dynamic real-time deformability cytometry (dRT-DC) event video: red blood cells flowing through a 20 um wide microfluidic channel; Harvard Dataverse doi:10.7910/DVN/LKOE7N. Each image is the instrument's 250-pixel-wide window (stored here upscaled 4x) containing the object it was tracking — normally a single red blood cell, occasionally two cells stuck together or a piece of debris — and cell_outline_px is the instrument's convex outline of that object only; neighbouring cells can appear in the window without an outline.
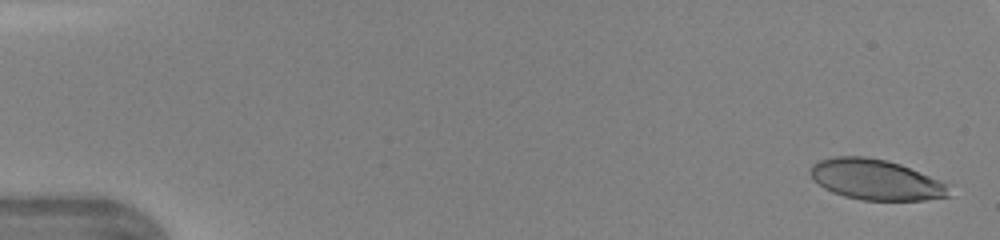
{"species": "human", "species_latin": "Homo sapiens", "temperature_condition": "warm", "stored_images_in_passage": 46, "camera_frame_rate_fps": 3000, "um_per_image_px": 0.085, "donor": {"sex": "female"}, "frame": {"image": 1, "passage_image": 2, "time_ms": 0.333, "image_size_px": [1000, 240], "cell_outline_px": [[952, 196], [924, 200], [860, 200], [844, 196], [832, 192], [824, 188], [812, 176], [812, 164], [820, 160], [836, 156], [864, 156], [884, 160], [900, 164], [948, 184]], "centroid_in_image_um": [74.48, 15.28], "position_along_channel_um": 10.5, "area_um2": 32.43}}
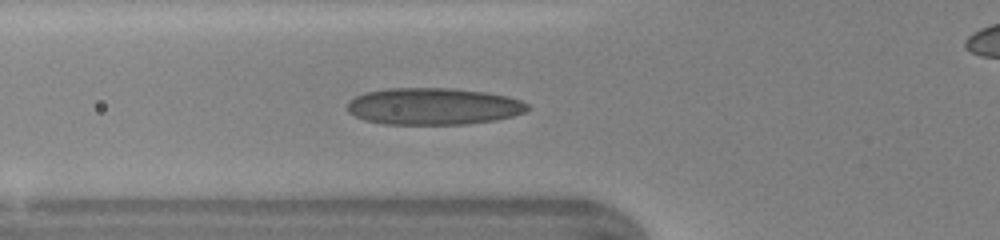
{"frame": {"image": 2, "passage_image": 17, "time_ms": 5.333, "image_size_px": [1000, 240], "cell_outline_px": [[532, 108], [524, 112], [512, 116], [496, 120], [468, 124], [384, 124], [364, 120], [348, 112], [348, 104], [356, 96], [364, 92], [388, 88], [452, 88], [488, 92], [508, 96], [520, 100], [528, 104]], "centroid_in_image_um": [36.87, 9.03], "position_along_channel_um": 88.9, "area_um2": 38.9}}
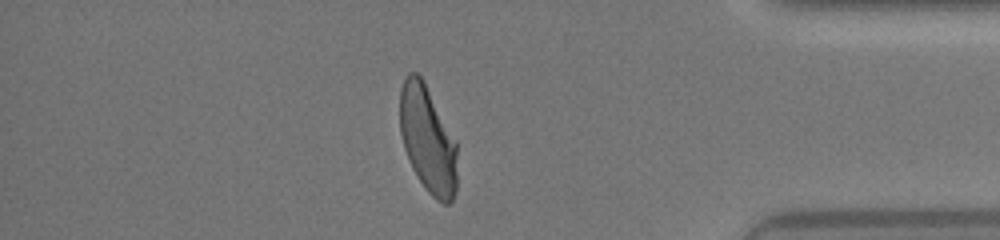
{"frame": {"image": 3, "passage_image": 39, "time_ms": 12.667, "image_size_px": [1000, 240], "cell_outline_px": [[456, 192], [452, 200], [448, 204], [444, 204], [436, 200], [428, 192], [412, 168], [404, 148], [400, 132], [400, 88], [408, 72], [416, 72], [424, 80], [456, 140]], "centroid_in_image_um": [36.35, 11.83], "position_along_channel_um": 398.8, "area_um2": 35.78}}